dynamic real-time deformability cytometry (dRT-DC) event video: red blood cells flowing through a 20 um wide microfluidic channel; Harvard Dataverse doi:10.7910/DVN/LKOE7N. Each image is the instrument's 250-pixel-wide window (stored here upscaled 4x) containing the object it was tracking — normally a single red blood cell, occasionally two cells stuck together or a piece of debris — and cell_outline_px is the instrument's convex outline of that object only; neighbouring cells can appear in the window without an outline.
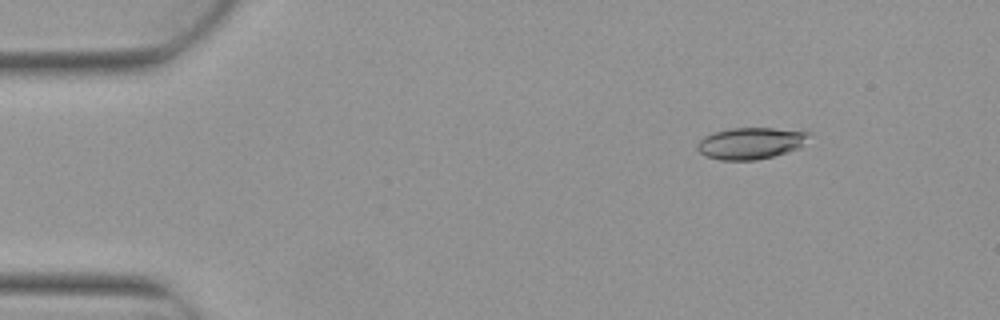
{"species": "Egyptian fruit bat (a non-hibernating species)", "species_latin": "Rousettus aegyptiacus", "temperature_condition": "warm", "stored_images_in_passage": 9, "camera_frame_rate_fps": 3000, "um_per_image_px": 0.085, "animal": {"sex": "female"}, "frame": {"image": 1, "passage_image": 2, "time_ms": 0.333, "image_size_px": [1000, 320], "cell_outline_px": [[812, 132], [800, 148], [788, 152], [756, 160], [720, 160], [704, 156], [696, 148], [696, 144], [704, 136], [712, 132], [732, 128], [772, 128]], "centroid_in_image_um": [63.78, 12.17], "position_along_channel_um": 21.2, "area_um2": 20.69}}
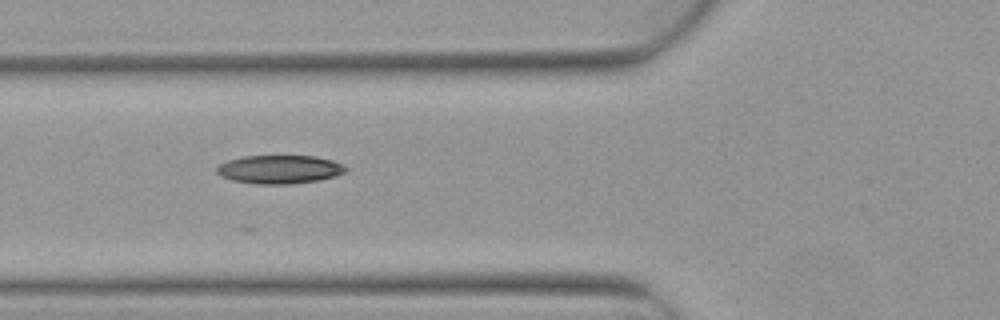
{"frame": {"image": 2, "passage_image": 5, "time_ms": 1.333, "image_size_px": [1000, 320], "cell_outline_px": [[348, 172], [336, 176], [320, 180], [292, 184], [256, 184], [232, 180], [220, 176], [216, 172], [216, 168], [220, 164], [228, 160], [244, 156], [316, 156], [332, 160], [348, 168]], "centroid_in_image_um": [23.78, 14.4], "position_along_channel_um": 102.0, "area_um2": 21.56}}
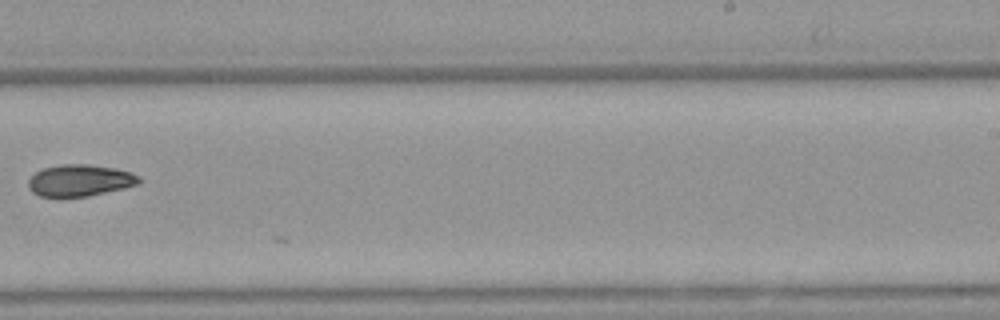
{"frame": {"image": 3, "passage_image": 9, "time_ms": 2.667, "image_size_px": [1000, 320], "cell_outline_px": [[140, 184], [124, 188], [88, 196], [40, 196], [32, 192], [28, 188], [28, 180], [36, 172], [44, 168], [60, 164], [88, 164], [116, 168], [140, 176]], "centroid_in_image_um": [6.79, 15.33], "position_along_channel_um": 282.2, "area_um2": 20.35}}